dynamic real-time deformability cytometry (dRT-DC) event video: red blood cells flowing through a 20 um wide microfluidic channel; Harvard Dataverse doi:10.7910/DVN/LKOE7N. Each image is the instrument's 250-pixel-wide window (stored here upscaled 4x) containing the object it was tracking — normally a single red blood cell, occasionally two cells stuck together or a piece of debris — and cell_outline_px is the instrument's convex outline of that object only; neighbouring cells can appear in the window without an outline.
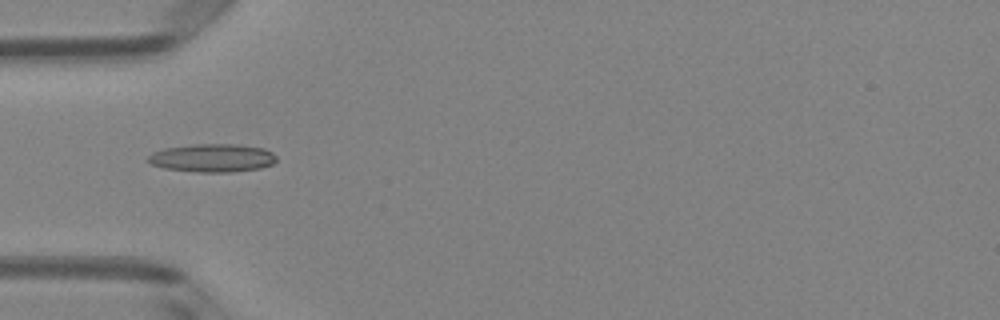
{"species": "Egyptian fruit bat (a non-hibernating species)", "species_latin": "Rousettus aegyptiacus", "temperature_condition": "room temperature", "stored_images_in_passage": 50, "camera_frame_rate_fps": 3000, "um_per_image_px": 0.085, "animal": {"sex": "female"}, "frame": {"image": 1, "passage_image": 16, "time_ms": 5.0, "image_size_px": [1000, 320], "cell_outline_px": [[276, 160], [272, 164], [260, 168], [232, 172], [196, 172], [164, 168], [152, 164], [144, 160], [152, 152], [164, 148], [196, 144], [236, 144], [264, 148], [272, 152], [276, 156]], "centroid_in_image_um": [18.03, 13.42], "position_along_channel_um": 67.0, "area_um2": 21.21}}
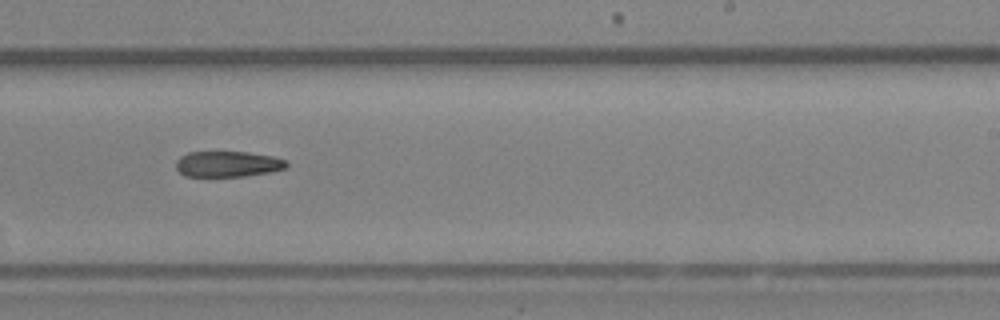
{"frame": {"image": 2, "passage_image": 31, "time_ms": 10.0, "image_size_px": [1000, 320], "cell_outline_px": [[288, 164], [284, 168], [272, 172], [244, 176], [184, 176], [176, 168], [176, 160], [180, 156], [188, 152], [248, 152], [272, 156], [288, 160]], "centroid_in_image_um": [19.36, 13.94], "position_along_channel_um": 269.6, "area_um2": 16.65}}
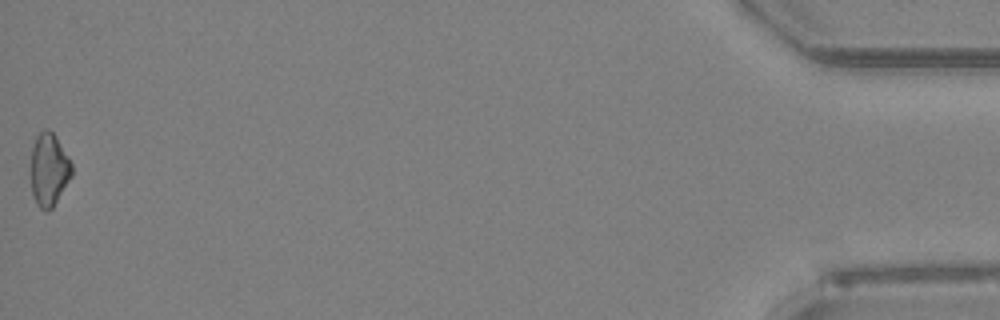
{"frame": {"image": 3, "passage_image": 50, "time_ms": 16.333, "image_size_px": [1000, 320], "cell_outline_px": [[72, 176], [52, 208], [48, 212], [44, 212], [36, 204], [32, 192], [28, 172], [32, 148], [36, 136], [44, 128], [48, 128], [56, 136], [68, 156], [72, 164]], "centroid_in_image_um": [4.12, 14.43], "position_along_channel_um": 431.1, "area_um2": 17.98}}